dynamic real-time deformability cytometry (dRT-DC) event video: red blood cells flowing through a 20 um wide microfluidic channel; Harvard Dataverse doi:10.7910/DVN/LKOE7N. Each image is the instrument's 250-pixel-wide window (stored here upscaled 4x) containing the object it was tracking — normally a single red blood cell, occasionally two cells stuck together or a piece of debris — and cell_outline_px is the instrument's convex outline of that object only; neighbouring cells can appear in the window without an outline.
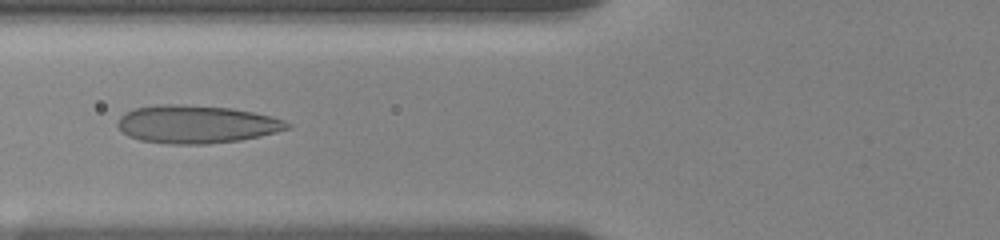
{"species": "human", "species_latin": "Homo sapiens", "temperature_condition": "room temperature", "stored_images_in_passage": 19, "camera_frame_rate_fps": 3000, "um_per_image_px": 0.085, "donor": {"sex": "female"}, "frame": {"image": 1, "passage_image": 16, "time_ms": 5.0, "image_size_px": [1000, 240], "cell_outline_px": [[292, 128], [260, 136], [240, 140], [208, 144], [172, 144], [140, 140], [128, 136], [116, 124], [120, 116], [124, 112], [136, 108], [156, 104], [180, 104], [232, 108], [272, 116], [284, 120], [292, 124]], "centroid_in_image_um": [16.71, 10.56], "position_along_channel_um": 109.1, "area_um2": 37.69}}